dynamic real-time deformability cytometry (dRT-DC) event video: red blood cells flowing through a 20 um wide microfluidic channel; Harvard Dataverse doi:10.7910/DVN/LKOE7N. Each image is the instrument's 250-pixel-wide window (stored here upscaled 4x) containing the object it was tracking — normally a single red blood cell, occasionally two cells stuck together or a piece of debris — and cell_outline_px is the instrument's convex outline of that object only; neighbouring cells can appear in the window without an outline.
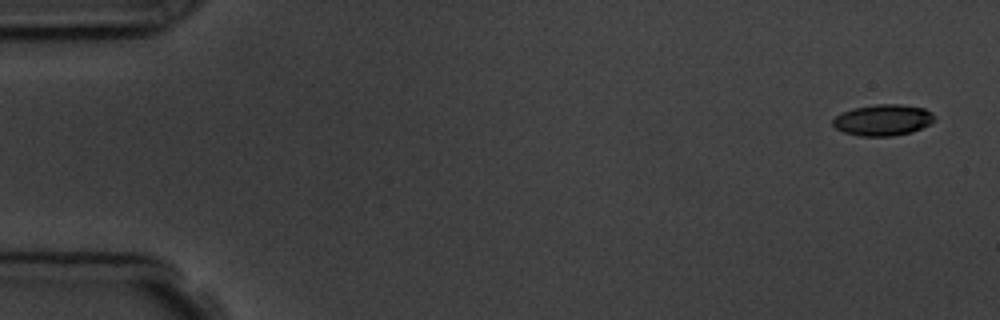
{"species": "common noctule bat (a hibernating species)", "species_latin": "Nyctalus noctula", "temperature_condition": "room temperature", "stored_images_in_passage": 5, "camera_frame_rate_fps": 3000, "um_per_image_px": 0.085, "animal": {"sex": "male", "body_mass_g": 19.5, "forearm_length_mm": 54.6}, "frame": {"image": 1, "passage_image": 1, "time_ms": 0.0, "image_size_px": [1000, 320], "cell_outline_px": [[936, 120], [912, 132], [892, 136], [860, 136], [844, 132], [836, 128], [832, 124], [832, 120], [836, 116], [852, 108], [876, 104], [900, 104], [924, 108], [932, 112], [936, 116]], "centroid_in_image_um": [75.07, 10.2], "position_along_channel_um": 9.9, "area_um2": 18.5}}
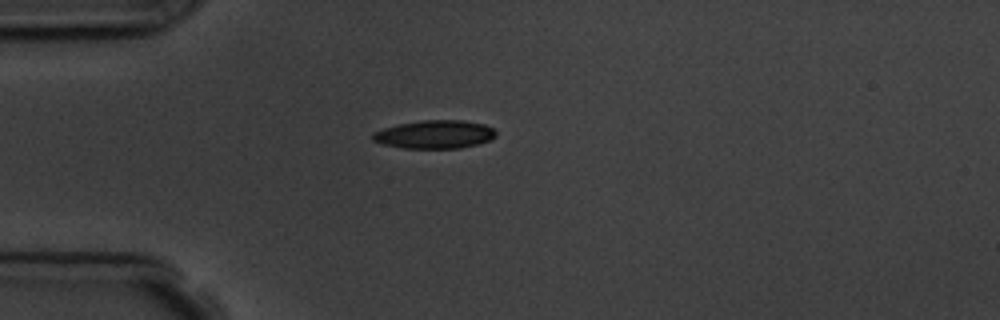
{"frame": {"image": 2, "passage_image": 5, "time_ms": 4.333, "image_size_px": [1000, 320], "cell_outline_px": [[496, 136], [488, 140], [476, 144], [460, 148], [400, 148], [384, 144], [372, 140], [372, 132], [384, 128], [400, 124], [420, 120], [460, 120], [484, 124], [492, 128], [496, 132]], "centroid_in_image_um": [36.92, 11.42], "position_along_channel_um": 48.1, "area_um2": 20.17}}